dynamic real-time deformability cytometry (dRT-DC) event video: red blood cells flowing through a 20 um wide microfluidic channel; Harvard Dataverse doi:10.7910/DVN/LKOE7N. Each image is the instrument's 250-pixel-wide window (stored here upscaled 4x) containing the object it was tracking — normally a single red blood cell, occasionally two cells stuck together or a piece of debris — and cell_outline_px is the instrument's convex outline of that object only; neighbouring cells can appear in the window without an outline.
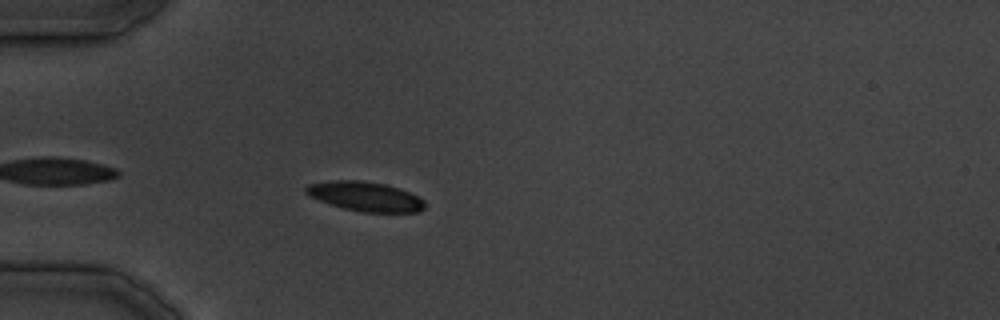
{"species": "common noctule bat (a hibernating species)", "species_latin": "Nyctalus noctula", "temperature_condition": "cold", "stored_images_in_passage": 9, "camera_frame_rate_fps": 3000, "um_per_image_px": 0.085, "animal": {"sex": "male", "body_mass_g": 19.5, "forearm_length_mm": 54.6}, "frame": {"image": 1, "passage_image": 1, "time_ms": 0.0, "image_size_px": [1000, 320], "cell_outline_px": [[424, 208], [420, 212], [364, 212], [344, 208], [320, 200], [304, 192], [304, 188], [308, 184], [332, 180], [364, 180], [384, 184], [400, 188], [424, 200]], "centroid_in_image_um": [31.05, 16.68], "position_along_channel_um": 53.9, "area_um2": 20.23}}